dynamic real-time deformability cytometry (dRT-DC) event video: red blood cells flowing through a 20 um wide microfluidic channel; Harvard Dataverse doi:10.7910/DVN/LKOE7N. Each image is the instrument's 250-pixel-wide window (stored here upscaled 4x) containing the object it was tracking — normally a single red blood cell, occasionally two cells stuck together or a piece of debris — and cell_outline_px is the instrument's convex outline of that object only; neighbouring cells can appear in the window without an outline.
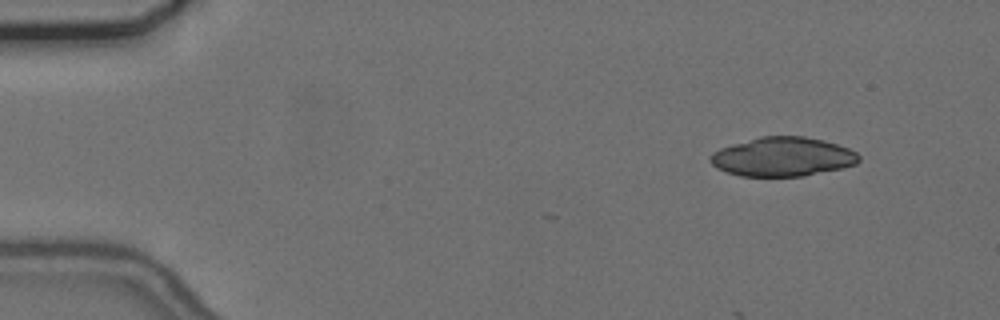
{"species": "common noctule bat (a hibernating species)", "species_latin": "Nyctalus noctula", "temperature_condition": "cold", "stored_images_in_passage": 3, "camera_frame_rate_fps": 3000, "um_per_image_px": 0.085, "animal": {"sex": "female", "body_mass_g": 24.6, "forearm_length_mm": 56.2}, "frame": {"image": 1, "passage_image": 1, "time_ms": 0.0, "image_size_px": [1000, 320], "cell_outline_px": [[860, 160], [856, 164], [844, 168], [804, 176], [740, 176], [716, 168], [708, 160], [712, 152], [720, 148], [732, 144], [760, 136], [804, 136], [824, 140], [848, 148], [856, 152], [860, 156]], "centroid_in_image_um": [66.53, 13.33], "position_along_channel_um": 18.5, "area_um2": 34.04}}